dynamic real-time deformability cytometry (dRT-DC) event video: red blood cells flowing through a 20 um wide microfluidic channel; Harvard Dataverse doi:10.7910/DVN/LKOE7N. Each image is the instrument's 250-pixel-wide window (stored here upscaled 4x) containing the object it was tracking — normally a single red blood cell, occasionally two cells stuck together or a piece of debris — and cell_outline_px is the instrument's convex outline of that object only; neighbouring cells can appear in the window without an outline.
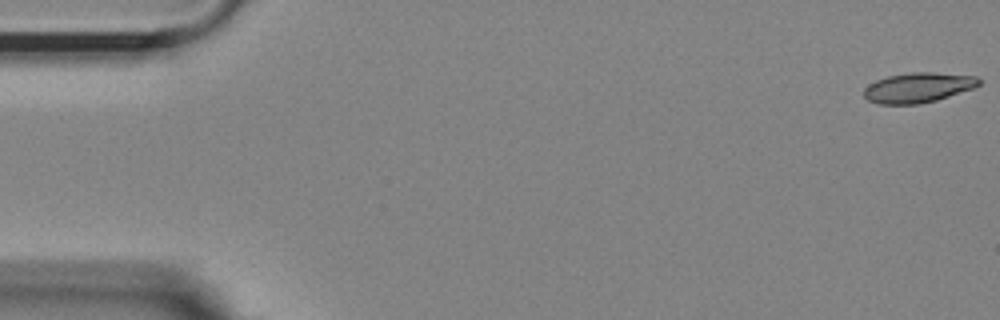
{"species": "Egyptian fruit bat (a non-hibernating species)", "species_latin": "Rousettus aegyptiacus", "temperature_condition": "room temperature", "stored_images_in_passage": 15, "camera_frame_rate_fps": 3000, "um_per_image_px": 0.085, "animal": {"sex": "female"}, "frame": {"image": 1, "passage_image": 1, "time_ms": 0.0, "image_size_px": [1000, 320], "cell_outline_px": [[980, 84], [972, 88], [936, 100], [920, 104], [880, 104], [868, 100], [864, 96], [864, 88], [868, 84], [876, 80], [888, 76], [912, 72], [932, 72], [976, 76], [980, 80]], "centroid_in_image_um": [78.01, 7.44], "position_along_channel_um": 7.0, "area_um2": 19.94}}
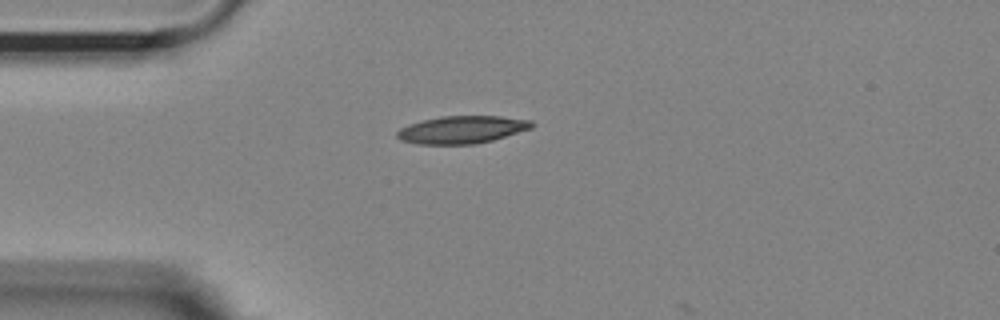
{"frame": {"image": 2, "passage_image": 14, "time_ms": 4.333, "image_size_px": [1000, 320], "cell_outline_px": [[536, 124], [532, 128], [492, 140], [476, 144], [416, 144], [400, 140], [396, 136], [396, 132], [400, 128], [408, 124], [440, 116], [500, 116], [532, 120]], "centroid_in_image_um": [39.26, 11.02], "position_along_channel_um": 45.7, "area_um2": 21.73}}